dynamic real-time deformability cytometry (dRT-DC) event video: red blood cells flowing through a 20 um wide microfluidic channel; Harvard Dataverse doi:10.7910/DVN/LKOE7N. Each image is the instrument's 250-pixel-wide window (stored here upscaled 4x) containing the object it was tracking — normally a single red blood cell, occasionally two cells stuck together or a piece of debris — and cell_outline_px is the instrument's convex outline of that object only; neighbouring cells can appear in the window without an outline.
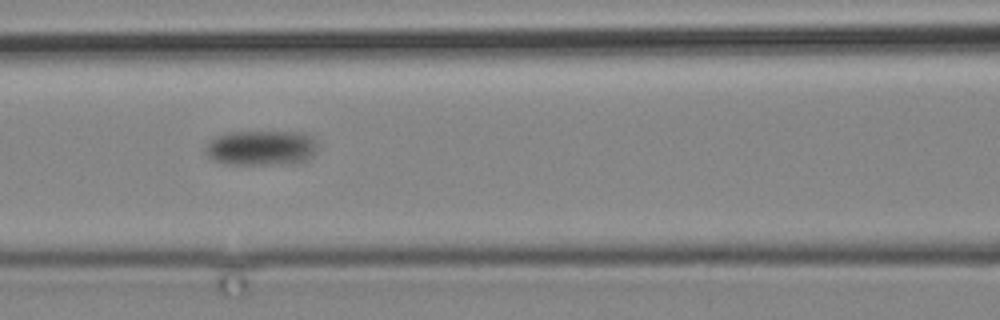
{"species": "common noctule bat (a hibernating species)", "species_latin": "Nyctalus noctula", "temperature_condition": "cold", "stored_images_in_passage": 8, "camera_frame_rate_fps": 3000, "um_per_image_px": 0.085, "animal": {"sex": "male", "body_mass_g": 19.2, "forearm_length_mm": 51.8}, "frame": {"image": 1, "passage_image": 6, "time_ms": 6.333, "image_size_px": [1000, 320], "cell_outline_px": [[316, 152], [312, 156], [304, 160], [292, 164], [228, 164], [212, 160], [204, 152], [204, 148], [216, 136], [228, 132], [304, 132], [312, 136], [316, 144]], "centroid_in_image_um": [22.2, 12.57], "position_along_channel_um": 144.4, "area_um2": 23.0}}
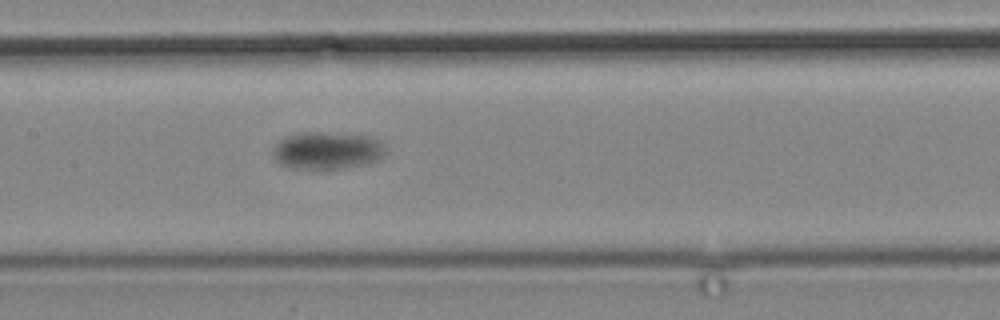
{"frame": {"image": 2, "passage_image": 7, "time_ms": 7.667, "image_size_px": [1000, 320], "cell_outline_px": [[388, 152], [384, 156], [376, 160], [364, 164], [340, 168], [296, 168], [280, 164], [276, 160], [272, 152], [272, 148], [280, 140], [288, 136], [312, 132], [320, 132], [376, 136], [384, 144]], "centroid_in_image_um": [27.88, 12.78], "position_along_channel_um": 179.5, "area_um2": 24.45}}